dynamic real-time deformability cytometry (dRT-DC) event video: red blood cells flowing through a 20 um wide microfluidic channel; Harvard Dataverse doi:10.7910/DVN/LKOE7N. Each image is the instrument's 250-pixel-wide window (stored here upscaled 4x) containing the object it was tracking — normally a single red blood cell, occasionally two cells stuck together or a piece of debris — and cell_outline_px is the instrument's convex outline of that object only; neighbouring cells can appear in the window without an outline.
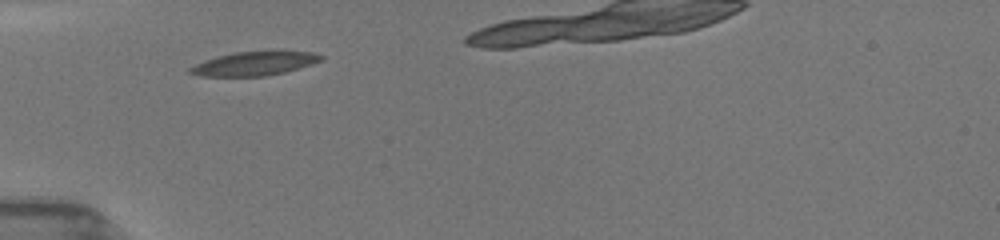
{"species": "common noctule bat (a hibernating species)", "species_latin": "Nyctalus noctula", "temperature_condition": "room temperature", "stored_images_in_passage": 28, "camera_frame_rate_fps": 3000, "um_per_image_px": 0.085, "animal": {"sex": "female", "body_mass_g": 19.5, "forearm_length_mm": 54.1}, "frame": {"image": 1, "passage_image": 1, "time_ms": 0.0, "image_size_px": [1000, 240], "cell_outline_px": [[324, 60], [312, 64], [284, 72], [268, 76], [200, 76], [188, 72], [188, 68], [204, 60], [232, 52], [272, 48], [284, 48], [312, 52], [324, 56]], "centroid_in_image_um": [21.72, 5.34], "position_along_channel_um": 63.3, "area_um2": 19.31}}
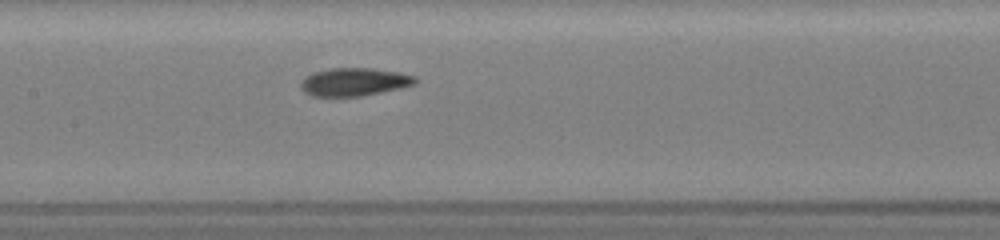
{"frame": {"image": 2, "passage_image": 10, "time_ms": 3.0, "image_size_px": [1000, 240], "cell_outline_px": [[420, 80], [416, 84], [400, 88], [360, 96], [312, 96], [304, 92], [300, 88], [300, 80], [312, 72], [332, 68], [372, 68], [396, 72], [416, 76]], "centroid_in_image_um": [30.1, 6.96], "position_along_channel_um": 177.3, "area_um2": 18.79}}
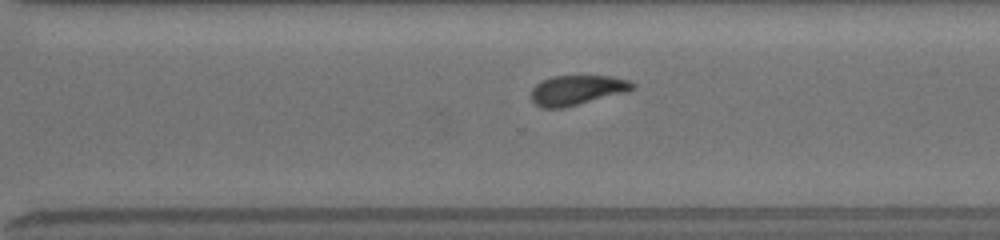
{"frame": {"image": 3, "passage_image": 20, "time_ms": 6.667, "image_size_px": [1000, 240], "cell_outline_px": [[636, 88], [628, 92], [564, 108], [540, 108], [532, 100], [532, 88], [540, 80], [552, 76], [612, 76], [628, 80], [636, 84]], "centroid_in_image_um": [49.07, 7.66], "position_along_channel_um": 321.5, "area_um2": 17.86}}